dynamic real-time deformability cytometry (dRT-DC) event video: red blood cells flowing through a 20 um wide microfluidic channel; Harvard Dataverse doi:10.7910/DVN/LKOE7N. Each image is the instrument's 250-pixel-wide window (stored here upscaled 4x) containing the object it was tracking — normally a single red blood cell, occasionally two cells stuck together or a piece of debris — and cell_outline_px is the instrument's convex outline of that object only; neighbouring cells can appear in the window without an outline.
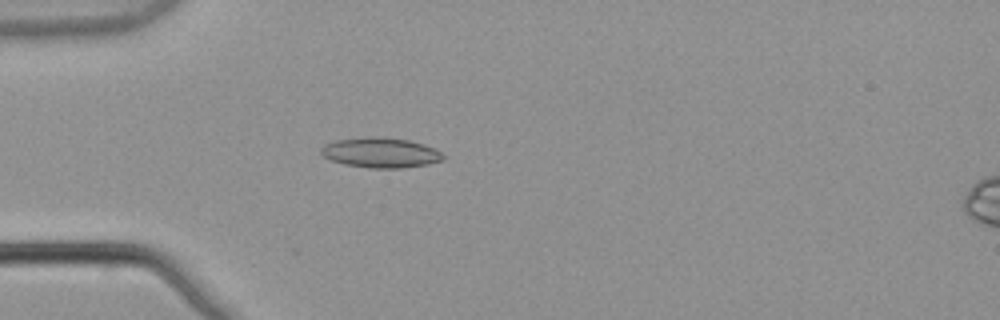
{"species": "common noctule bat (a hibernating species)", "species_latin": "Nyctalus noctula", "temperature_condition": "warm", "stored_images_in_passage": 3, "camera_frame_rate_fps": 3000, "um_per_image_px": 0.085, "animal": {"sex": "male", "body_mass_g": 21.5, "forearm_length_mm": 52.0}, "frame": {"image": 1, "passage_image": 3, "time_ms": 0.667, "image_size_px": [1000, 320], "cell_outline_px": [[444, 160], [428, 164], [400, 168], [368, 168], [344, 164], [332, 160], [324, 156], [320, 152], [320, 148], [324, 144], [336, 140], [368, 136], [380, 136], [408, 140], [424, 144], [440, 152], [444, 156]], "centroid_in_image_um": [32.33, 12.97], "position_along_channel_um": 52.7, "area_um2": 21.44}}